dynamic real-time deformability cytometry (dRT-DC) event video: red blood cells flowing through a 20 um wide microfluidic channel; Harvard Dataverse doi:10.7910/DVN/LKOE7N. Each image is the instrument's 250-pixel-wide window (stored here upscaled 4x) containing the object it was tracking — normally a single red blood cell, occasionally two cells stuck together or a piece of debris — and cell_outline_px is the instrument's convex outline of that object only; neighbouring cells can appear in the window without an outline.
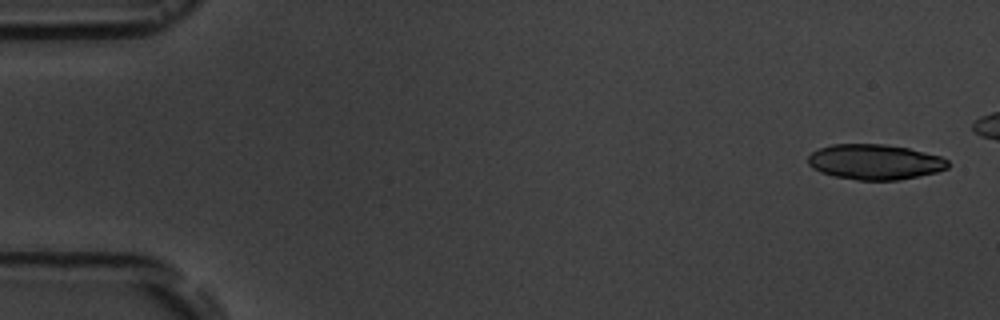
{"species": "common noctule bat (a hibernating species)", "species_latin": "Nyctalus noctula", "temperature_condition": "room temperature", "stored_images_in_passage": 3, "camera_frame_rate_fps": 3000, "um_per_image_px": 0.085, "animal": {"sex": "male", "body_mass_g": 19.5, "forearm_length_mm": 54.6}, "frame": {"image": 1, "passage_image": 1, "time_ms": 0.0, "image_size_px": [1000, 320], "cell_outline_px": [[948, 168], [936, 172], [896, 180], [856, 180], [832, 176], [820, 172], [812, 168], [808, 164], [808, 156], [812, 152], [820, 148], [832, 144], [884, 144], [908, 148], [940, 156], [948, 160]], "centroid_in_image_um": [74.32, 13.76], "position_along_channel_um": 10.7, "area_um2": 28.73}}